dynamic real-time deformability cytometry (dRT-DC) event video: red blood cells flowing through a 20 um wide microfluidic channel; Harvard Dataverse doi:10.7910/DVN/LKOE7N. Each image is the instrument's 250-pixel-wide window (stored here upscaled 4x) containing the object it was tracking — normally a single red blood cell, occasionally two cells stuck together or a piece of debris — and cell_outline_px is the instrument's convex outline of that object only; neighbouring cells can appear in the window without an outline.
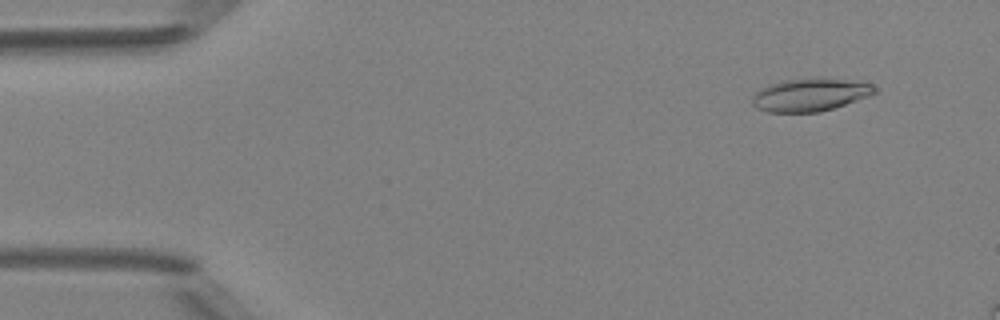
{"species": "Egyptian fruit bat (a non-hibernating species)", "species_latin": "Rousettus aegyptiacus", "temperature_condition": "room temperature", "stored_images_in_passage": 5, "camera_frame_rate_fps": 3000, "um_per_image_px": 0.085, "animal": {"sex": "female"}, "frame": {"image": 1, "passage_image": 2, "time_ms": 1.333, "image_size_px": [1000, 320], "cell_outline_px": [[876, 92], [868, 96], [820, 112], [768, 112], [756, 108], [752, 104], [752, 96], [760, 88], [768, 84], [784, 80], [816, 76], [848, 80], [872, 84], [876, 88]], "centroid_in_image_um": [68.81, 8.03], "position_along_channel_um": 16.2, "area_um2": 23.64}}